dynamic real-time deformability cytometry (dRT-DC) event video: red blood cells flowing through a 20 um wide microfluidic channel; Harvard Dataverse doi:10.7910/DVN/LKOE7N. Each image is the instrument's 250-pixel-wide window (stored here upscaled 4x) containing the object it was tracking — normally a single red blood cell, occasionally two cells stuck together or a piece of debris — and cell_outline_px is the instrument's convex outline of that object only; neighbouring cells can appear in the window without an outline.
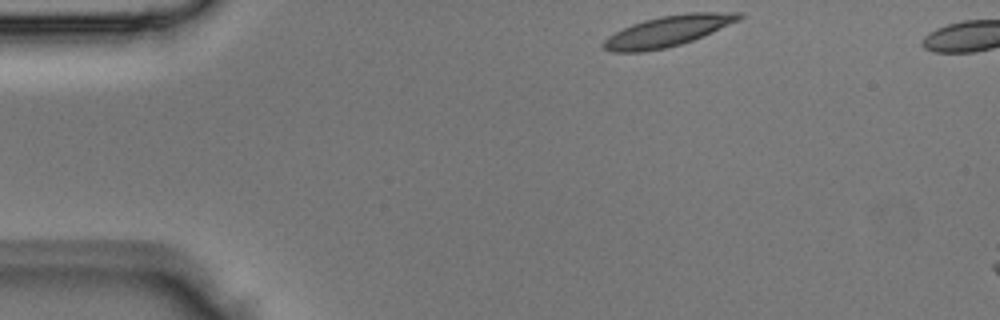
{"species": "Egyptian fruit bat (a non-hibernating species)", "species_latin": "Rousettus aegyptiacus", "temperature_condition": "room temperature", "stored_images_in_passage": 3, "camera_frame_rate_fps": 3000, "um_per_image_px": 0.085, "animal": {"sex": "male"}, "frame": {"image": 1, "passage_image": 1, "time_ms": 0.0, "image_size_px": [1000, 320], "cell_outline_px": [[744, 16], [740, 20], [692, 40], [680, 44], [664, 48], [644, 52], [612, 52], [604, 48], [600, 44], [608, 36], [632, 24], [644, 20], [660, 16], [688, 12], [744, 12]], "centroid_in_image_um": [56.77, 2.63], "position_along_channel_um": 28.2, "area_um2": 24.16}}